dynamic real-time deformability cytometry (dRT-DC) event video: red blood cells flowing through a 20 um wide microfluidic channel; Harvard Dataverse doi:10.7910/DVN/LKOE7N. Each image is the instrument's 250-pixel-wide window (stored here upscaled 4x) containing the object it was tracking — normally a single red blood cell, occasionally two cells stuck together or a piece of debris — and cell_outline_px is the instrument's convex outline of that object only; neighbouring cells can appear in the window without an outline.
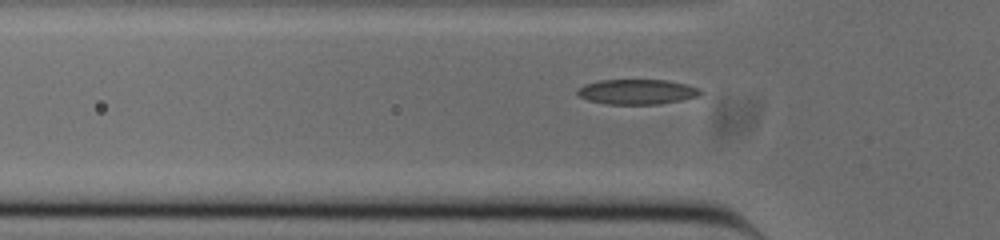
{"species": "common noctule bat (a hibernating species)", "species_latin": "Nyctalus noctula", "temperature_condition": "cold", "stored_images_in_passage": 38, "camera_frame_rate_fps": 3000, "um_per_image_px": 0.085, "animal": {"sex": "male", "body_mass_g": 20.0, "forearm_length_mm": 53.3}, "frame": {"image": 1, "passage_image": 12, "time_ms": 3.667, "image_size_px": [1000, 240], "cell_outline_px": [[704, 92], [700, 96], [660, 104], [608, 104], [588, 100], [580, 96], [576, 92], [576, 88], [584, 84], [600, 80], [668, 80], [688, 84], [700, 88]], "centroid_in_image_um": [54.18, 7.79], "position_along_channel_um": 71.6, "area_um2": 18.15}}
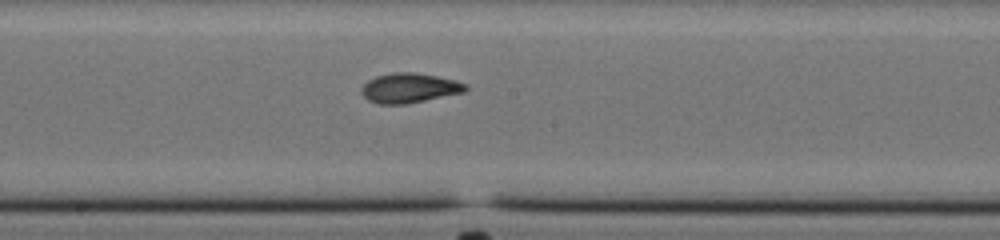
{"frame": {"image": 2, "passage_image": 23, "time_ms": 7.333, "image_size_px": [1000, 240], "cell_outline_px": [[468, 88], [464, 92], [404, 104], [380, 104], [368, 100], [360, 92], [360, 88], [368, 80], [376, 76], [392, 72], [416, 72], [456, 80], [468, 84]], "centroid_in_image_um": [34.78, 7.46], "position_along_channel_um": 213.4, "area_um2": 18.03}}
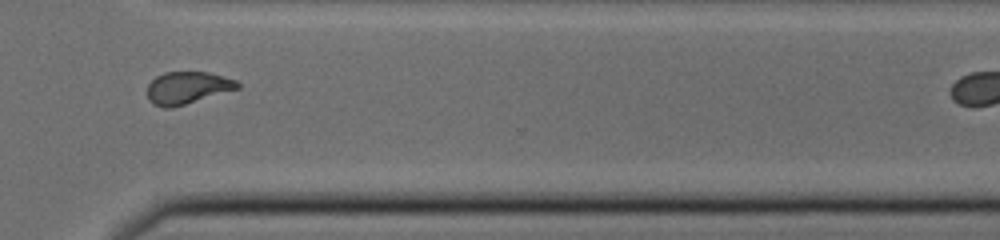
{"frame": {"image": 3, "passage_image": 34, "time_ms": 11.0, "image_size_px": [1000, 240], "cell_outline_px": [[240, 88], [172, 108], [164, 108], [152, 104], [148, 100], [148, 84], [156, 76], [164, 72], [208, 72], [236, 80], [240, 84]], "centroid_in_image_um": [15.91, 7.47], "position_along_channel_um": 354.7, "area_um2": 16.99}}